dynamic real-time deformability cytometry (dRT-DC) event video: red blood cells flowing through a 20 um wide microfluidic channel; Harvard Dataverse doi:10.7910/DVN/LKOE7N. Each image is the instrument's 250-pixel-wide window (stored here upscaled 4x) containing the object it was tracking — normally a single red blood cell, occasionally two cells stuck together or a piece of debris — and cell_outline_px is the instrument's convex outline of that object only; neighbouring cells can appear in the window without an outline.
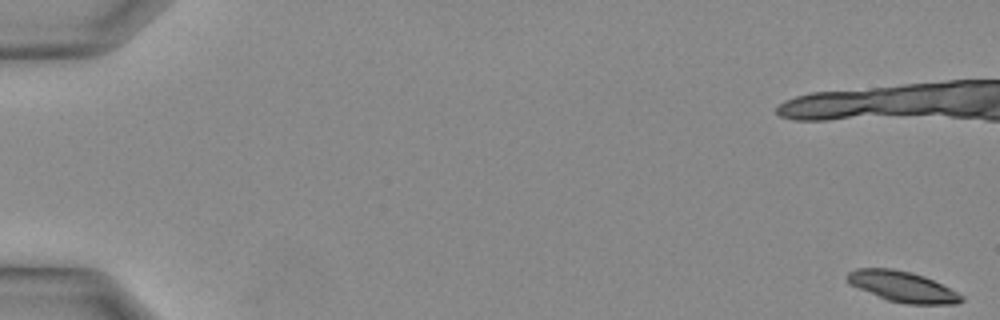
{"species": "Egyptian fruit bat (a non-hibernating species)", "species_latin": "Rousettus aegyptiacus", "temperature_condition": "warm", "stored_images_in_passage": 11, "camera_frame_rate_fps": 3000, "um_per_image_px": 0.085, "animal": {"sex": "female"}, "frame": {"image": 1, "passage_image": 1, "time_ms": 0.0, "image_size_px": [1000, 320], "cell_outline_px": [[964, 300], [956, 304], [908, 304], [888, 300], [848, 284], [844, 276], [848, 272], [856, 268], [892, 268], [924, 276], [964, 296]], "centroid_in_image_um": [76.66, 24.36], "position_along_channel_um": 8.3, "area_um2": 20.23}}